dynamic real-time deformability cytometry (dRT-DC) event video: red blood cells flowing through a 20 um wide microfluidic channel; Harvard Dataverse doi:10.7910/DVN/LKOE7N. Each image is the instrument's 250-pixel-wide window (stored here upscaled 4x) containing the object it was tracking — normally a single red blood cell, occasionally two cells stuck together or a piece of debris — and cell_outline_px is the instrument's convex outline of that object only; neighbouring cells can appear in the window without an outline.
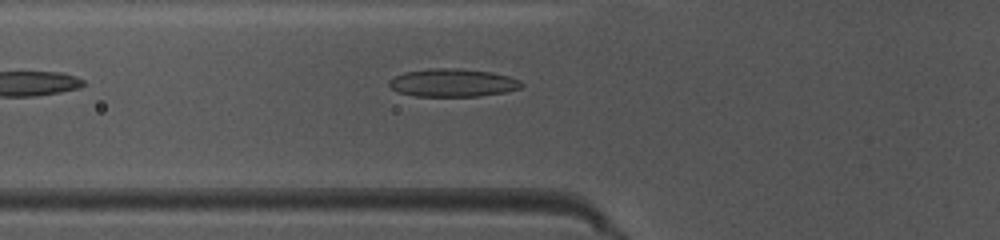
{"species": "common noctule bat (a hibernating species)", "species_latin": "Nyctalus noctula", "temperature_condition": "warm", "stored_images_in_passage": 24, "camera_frame_rate_fps": 3000, "um_per_image_px": 0.085, "animal": {"sex": "female", "body_mass_g": 10.0, "forearm_length_mm": 53.1}, "frame": {"image": 1, "passage_image": 5, "time_ms": 1.333, "image_size_px": [1000, 240], "cell_outline_px": [[524, 84], [520, 88], [504, 92], [480, 96], [416, 96], [400, 92], [392, 88], [388, 84], [388, 80], [404, 72], [428, 68], [456, 68], [492, 72], [508, 76], [520, 80]], "centroid_in_image_um": [38.49, 7.03], "position_along_channel_um": 87.3, "area_um2": 21.56}}
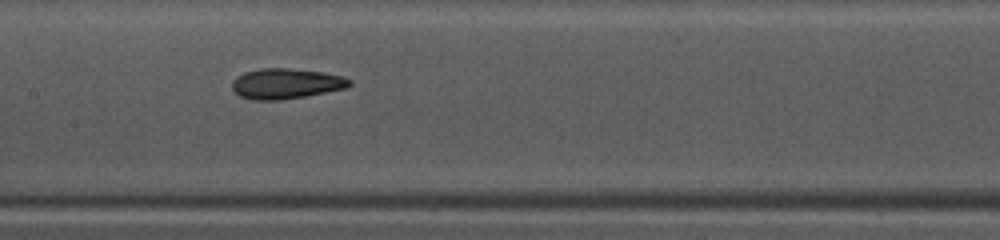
{"frame": {"image": 2, "passage_image": 12, "time_ms": 3.667, "image_size_px": [1000, 240], "cell_outline_px": [[352, 84], [344, 88], [304, 96], [280, 100], [256, 100], [240, 96], [232, 88], [232, 80], [236, 76], [244, 72], [260, 68], [288, 68], [324, 72], [344, 76], [352, 80]], "centroid_in_image_um": [24.3, 7.09], "position_along_channel_um": 183.1, "area_um2": 20.75}}
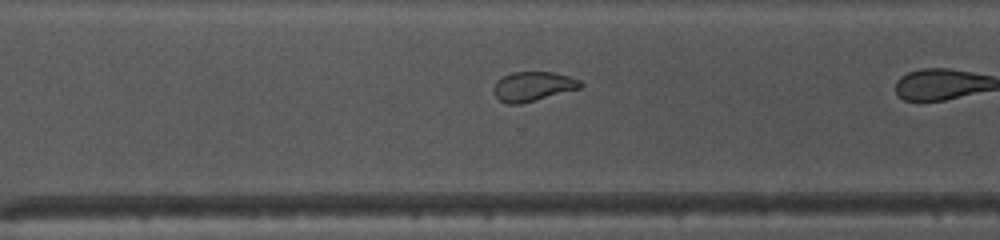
{"frame": {"image": 3, "passage_image": 20, "time_ms": 6.333, "image_size_px": [1000, 240], "cell_outline_px": [[584, 84], [580, 88], [520, 104], [508, 104], [500, 100], [492, 92], [492, 88], [496, 80], [512, 72], [556, 72], [580, 80]], "centroid_in_image_um": [45.28, 7.33], "position_along_channel_um": 325.3, "area_um2": 14.91}}